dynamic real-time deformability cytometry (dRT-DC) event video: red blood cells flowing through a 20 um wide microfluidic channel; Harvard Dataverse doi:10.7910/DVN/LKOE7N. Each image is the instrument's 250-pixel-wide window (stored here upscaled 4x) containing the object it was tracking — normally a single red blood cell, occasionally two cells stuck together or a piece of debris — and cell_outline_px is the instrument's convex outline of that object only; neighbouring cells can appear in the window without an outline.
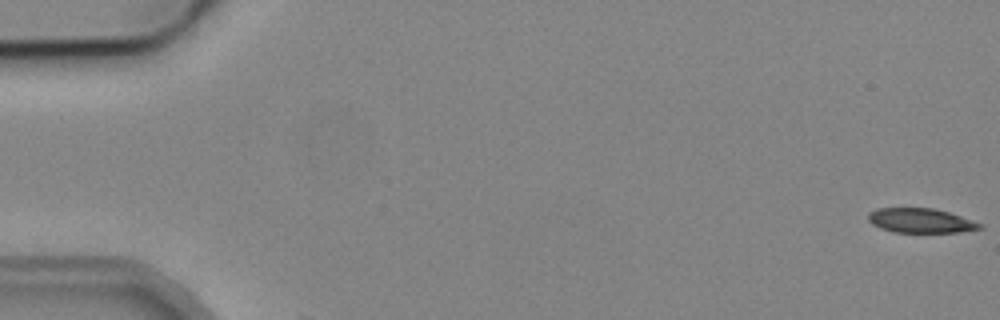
{"species": "common noctule bat (a hibernating species)", "species_latin": "Nyctalus noctula", "temperature_condition": "cold", "stored_images_in_passage": 5, "camera_frame_rate_fps": 3000, "um_per_image_px": 0.085, "animal": {"sex": "male", "body_mass_g": 19.2, "forearm_length_mm": 51.8}, "frame": {"image": 1, "passage_image": 1, "time_ms": 0.0, "image_size_px": [1000, 320], "cell_outline_px": [[984, 228], [960, 232], [892, 232], [880, 228], [872, 224], [868, 220], [868, 212], [876, 208], [932, 208], [948, 212], [984, 224]], "centroid_in_image_um": [78.25, 18.75], "position_along_channel_um": 6.8, "area_um2": 16.01}}
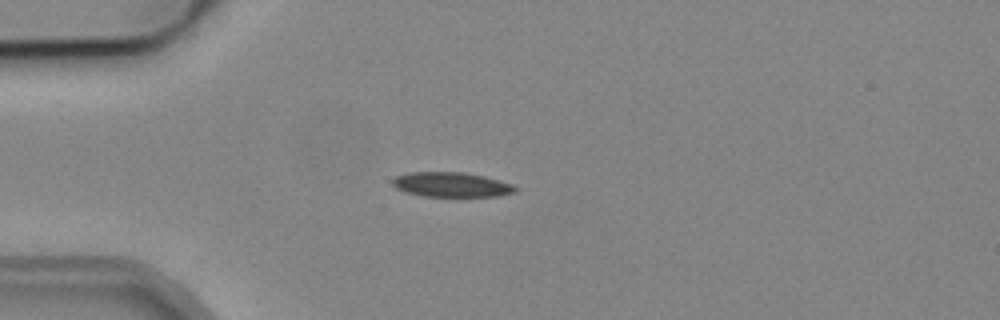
{"frame": {"image": 2, "passage_image": 5, "time_ms": 4.667, "image_size_px": [1000, 320], "cell_outline_px": [[520, 188], [516, 192], [496, 196], [424, 196], [408, 192], [396, 188], [392, 184], [392, 180], [396, 176], [412, 172], [460, 172], [484, 176], [512, 184]], "centroid_in_image_um": [38.4, 15.69], "position_along_channel_um": 46.6, "area_um2": 17.51}}